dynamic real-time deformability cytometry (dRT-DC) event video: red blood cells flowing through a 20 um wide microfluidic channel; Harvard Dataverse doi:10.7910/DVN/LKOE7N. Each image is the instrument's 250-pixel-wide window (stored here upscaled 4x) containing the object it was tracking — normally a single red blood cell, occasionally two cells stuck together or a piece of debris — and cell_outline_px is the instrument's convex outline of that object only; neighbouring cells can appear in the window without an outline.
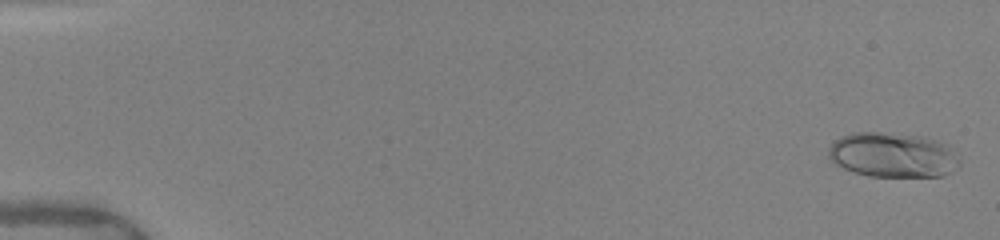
{"species": "human", "species_latin": "Homo sapiens", "temperature_condition": "warm", "stored_images_in_passage": 51, "camera_frame_rate_fps": 3000, "um_per_image_px": 0.085, "donor": {"sex": "female"}, "frame": {"image": 1, "passage_image": 2, "time_ms": 0.333, "image_size_px": [1000, 240], "cell_outline_px": [[960, 164], [952, 172], [944, 176], [868, 176], [844, 168], [836, 164], [828, 156], [828, 148], [832, 140], [840, 136], [852, 132], [880, 132], [924, 136], [936, 140], [956, 148], [960, 160]], "centroid_in_image_um": [75.92, 13.15], "position_along_channel_um": 9.1, "area_um2": 34.8}}
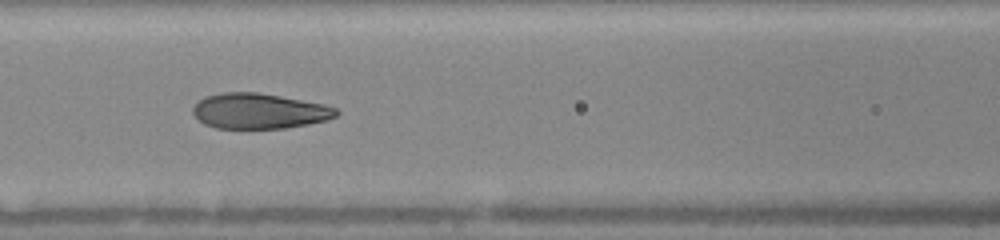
{"frame": {"image": 2, "passage_image": 24, "time_ms": 7.667, "image_size_px": [1000, 240], "cell_outline_px": [[340, 112], [336, 116], [328, 120], [308, 124], [284, 128], [216, 128], [204, 124], [192, 112], [192, 108], [204, 96], [224, 92], [256, 92], [280, 96], [324, 104], [336, 108]], "centroid_in_image_um": [22.04, 9.44], "position_along_channel_um": 144.6, "area_um2": 29.48}}
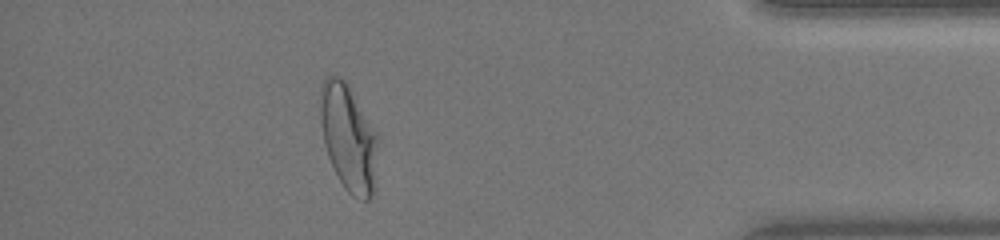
{"frame": {"image": 3, "passage_image": 46, "time_ms": 15.0, "image_size_px": [1000, 240], "cell_outline_px": [[380, 140], [372, 196], [368, 200], [364, 200], [352, 196], [344, 188], [328, 156], [324, 144], [320, 120], [320, 88], [324, 80], [328, 76], [340, 76], [348, 84]], "centroid_in_image_um": [29.62, 11.71], "position_along_channel_um": 405.6, "area_um2": 35.72}, "authors_computed_cell_mechanics": {"area_um2": 30.923, "velocity_mm_per_s": 4.0422, "shape_relaxation_time_tau1_ms": 4.1556, "shape_relaxation_time_tau2_ms": null, "deformation_change_tau1": 0.195, "deformation_change_tau2": null}}